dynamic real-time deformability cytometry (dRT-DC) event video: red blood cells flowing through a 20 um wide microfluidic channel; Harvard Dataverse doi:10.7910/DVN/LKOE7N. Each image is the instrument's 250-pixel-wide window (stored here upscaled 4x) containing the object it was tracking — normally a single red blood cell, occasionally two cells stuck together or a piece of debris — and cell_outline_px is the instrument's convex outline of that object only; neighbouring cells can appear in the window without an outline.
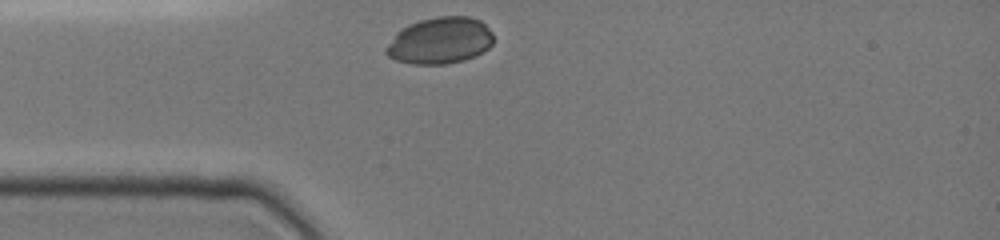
{"species": "common noctule bat (a hibernating species)", "species_latin": "Nyctalus noctula", "temperature_condition": "cold", "stored_images_in_passage": 18, "camera_frame_rate_fps": 3000, "um_per_image_px": 0.085, "animal": {"sex": "female", "body_mass_g": 19.0, "forearm_length_mm": 51.5}, "frame": {"image": 1, "passage_image": 1, "time_ms": 0.0, "image_size_px": [1000, 240], "cell_outline_px": [[492, 44], [488, 48], [476, 56], [464, 60], [444, 64], [412, 64], [396, 60], [388, 56], [384, 52], [384, 48], [396, 32], [408, 24], [420, 20], [436, 16], [468, 16], [480, 20], [492, 32]], "centroid_in_image_um": [37.37, 3.45], "position_along_channel_um": 47.6, "area_um2": 29.3}}
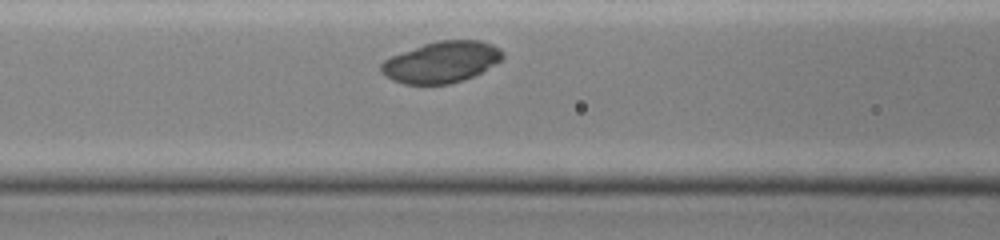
{"frame": {"image": 2, "passage_image": 11, "time_ms": 2.333, "image_size_px": [1000, 240], "cell_outline_px": [[504, 56], [496, 64], [464, 80], [452, 84], [404, 84], [392, 80], [384, 76], [380, 72], [380, 64], [384, 60], [392, 56], [424, 44], [436, 40], [480, 40], [492, 44], [500, 48], [504, 52]], "centroid_in_image_um": [37.52, 5.28], "position_along_channel_um": 129.1, "area_um2": 29.3}}
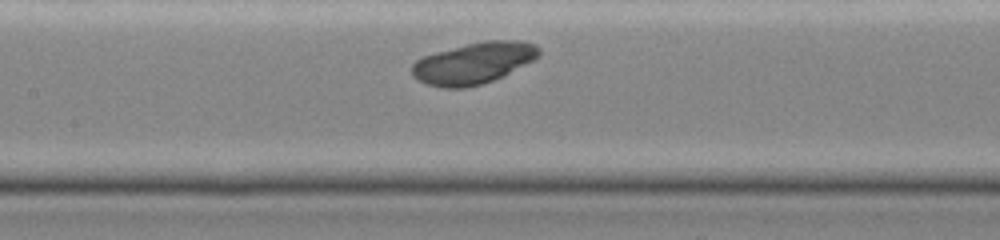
{"frame": {"image": 3, "passage_image": 15, "time_ms": 3.333, "image_size_px": [1000, 240], "cell_outline_px": [[540, 56], [492, 80], [480, 84], [464, 88], [440, 88], [424, 84], [416, 80], [412, 76], [412, 64], [416, 60], [424, 56], [436, 52], [464, 44], [484, 40], [516, 40], [536, 44], [540, 48]], "centroid_in_image_um": [40.2, 5.36], "position_along_channel_um": 167.2, "area_um2": 30.58}}